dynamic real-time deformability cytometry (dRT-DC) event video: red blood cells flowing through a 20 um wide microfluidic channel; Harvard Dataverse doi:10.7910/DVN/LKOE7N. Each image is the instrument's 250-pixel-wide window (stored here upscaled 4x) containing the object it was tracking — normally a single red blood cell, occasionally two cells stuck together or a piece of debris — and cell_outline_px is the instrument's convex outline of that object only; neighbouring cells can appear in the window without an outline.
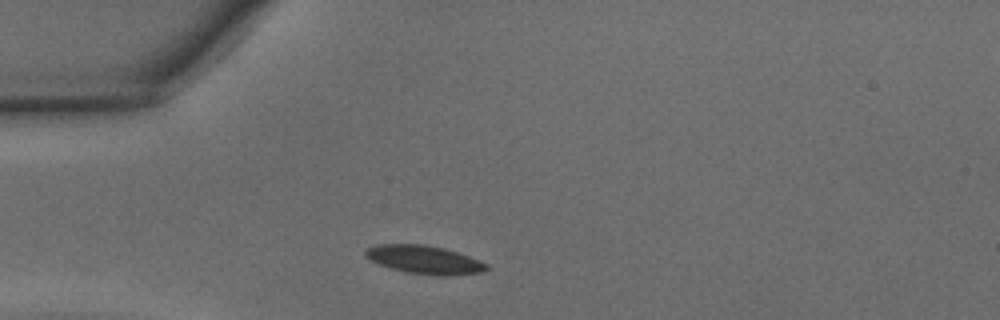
{"species": "common noctule bat (a hibernating species)", "species_latin": "Nyctalus noctula", "temperature_condition": "warm", "stored_images_in_passage": 26, "camera_frame_rate_fps": 3000, "um_per_image_px": 0.085, "animal": {"sex": "male", "body_mass_g": 15.6}, "frame": {"image": 1, "passage_image": 1, "time_ms": 0.0, "image_size_px": [1000, 320], "cell_outline_px": [[492, 268], [484, 272], [448, 276], [440, 276], [404, 272], [380, 264], [364, 256], [364, 252], [368, 248], [376, 244], [424, 244], [444, 248], [480, 260], [488, 264]], "centroid_in_image_um": [36.12, 22.08], "position_along_channel_um": 48.9, "area_um2": 20.11}}
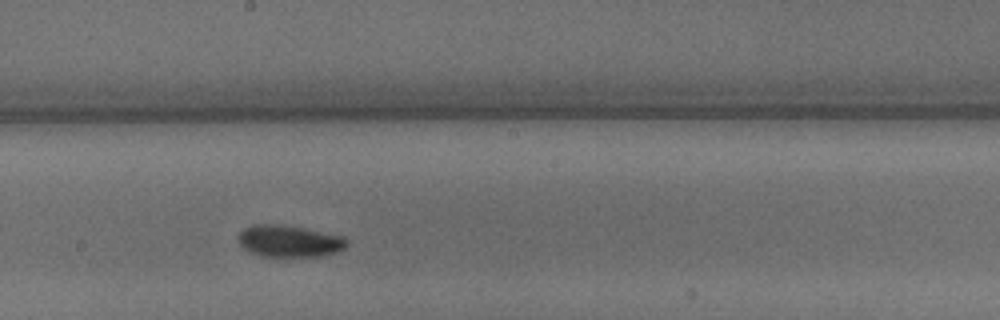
{"frame": {"image": 2, "passage_image": 14, "time_ms": 4.333, "image_size_px": [1000, 320], "cell_outline_px": [[348, 244], [340, 252], [316, 256], [260, 256], [244, 248], [240, 244], [236, 236], [244, 228], [252, 224], [284, 224], [344, 236], [348, 240]], "centroid_in_image_um": [24.59, 20.48], "position_along_channel_um": 223.6, "area_um2": 20.29}}
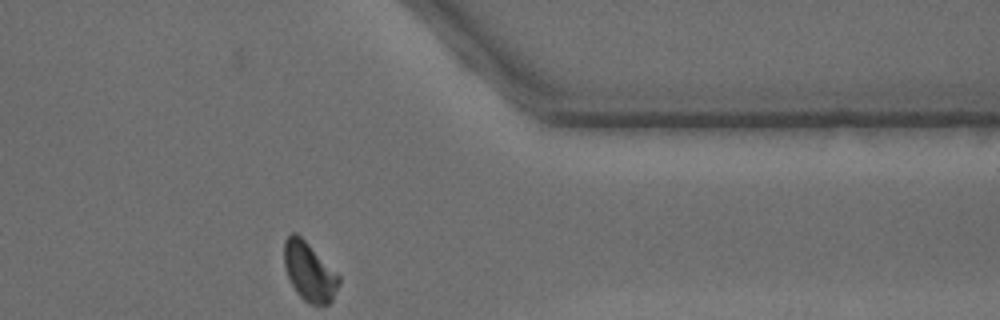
{"frame": {"image": 3, "passage_image": 26, "time_ms": 8.333, "image_size_px": [1000, 320], "cell_outline_px": [[340, 284], [332, 300], [328, 304], [312, 304], [304, 300], [296, 292], [288, 276], [284, 264], [284, 240], [292, 232], [296, 232], [340, 276]], "centroid_in_image_um": [26.29, 23.09], "position_along_channel_um": 385.1, "area_um2": 18.44}, "authors_computed_cell_mechanics": {"area_um2": 19.3919, "velocity_mm_per_s": 4.3449, "shape_relaxation_time_tau1_ms": 2.9035, "shape_relaxation_time_tau2_ms": 2.7761, "deformation_change_tau1": 0.1242, "deformation_change_tau2": 0.0609}}